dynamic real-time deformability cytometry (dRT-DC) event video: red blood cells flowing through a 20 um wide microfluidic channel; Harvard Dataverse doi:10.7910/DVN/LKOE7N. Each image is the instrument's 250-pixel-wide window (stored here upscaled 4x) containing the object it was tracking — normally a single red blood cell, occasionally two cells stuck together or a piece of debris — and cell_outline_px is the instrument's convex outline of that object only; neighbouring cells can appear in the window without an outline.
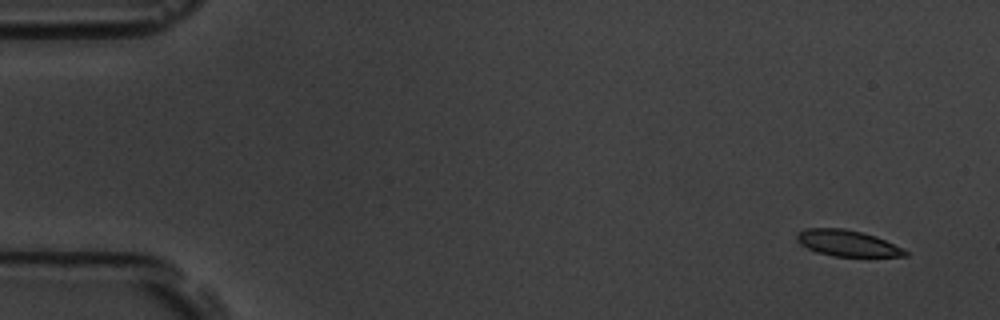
{"species": "common noctule bat (a hibernating species)", "species_latin": "Nyctalus noctula", "temperature_condition": "room temperature", "stored_images_in_passage": 6, "camera_frame_rate_fps": 3000, "um_per_image_px": 0.085, "animal": {"sex": "male", "body_mass_g": 19.5, "forearm_length_mm": 54.6}, "frame": {"image": 1, "passage_image": 1, "time_ms": 0.0, "image_size_px": [1000, 320], "cell_outline_px": [[908, 256], [832, 256], [816, 252], [800, 244], [796, 240], [796, 232], [804, 228], [844, 228], [876, 236], [908, 252]], "centroid_in_image_um": [71.94, 20.66], "position_along_channel_um": 13.1, "area_um2": 16.36}}